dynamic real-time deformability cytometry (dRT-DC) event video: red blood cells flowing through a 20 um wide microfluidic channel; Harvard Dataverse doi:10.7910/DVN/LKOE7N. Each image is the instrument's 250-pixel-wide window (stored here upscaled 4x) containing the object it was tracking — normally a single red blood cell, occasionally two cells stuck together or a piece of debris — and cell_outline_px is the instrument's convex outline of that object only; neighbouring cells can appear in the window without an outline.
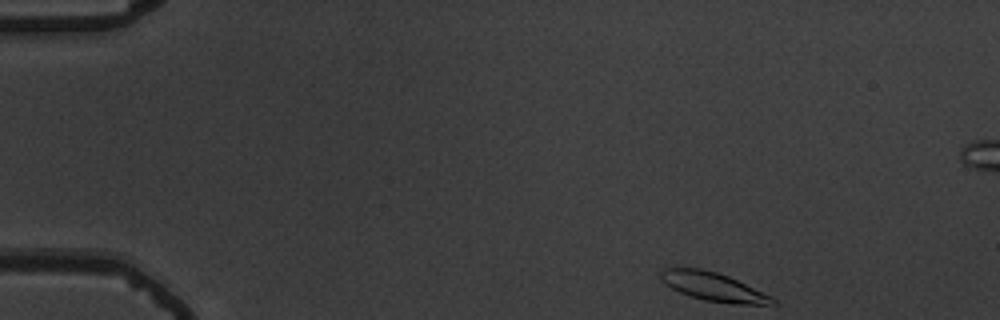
{"species": "common noctule bat (a hibernating species)", "species_latin": "Nyctalus noctula", "temperature_condition": "warm", "stored_images_in_passage": 51, "camera_frame_rate_fps": 3000, "um_per_image_px": 0.085, "animal": {"sex": "male", "body_mass_g": 19.5, "forearm_length_mm": 54.6}, "frame": {"image": 1, "passage_image": 1, "time_ms": 0.0, "image_size_px": [1000, 320], "cell_outline_px": [[780, 304], [728, 304], [704, 300], [688, 296], [664, 284], [660, 280], [660, 272], [664, 268], [700, 268], [716, 272], [728, 276], [772, 296]], "centroid_in_image_um": [60.62, 24.38], "position_along_channel_um": 24.4, "area_um2": 18.73}}
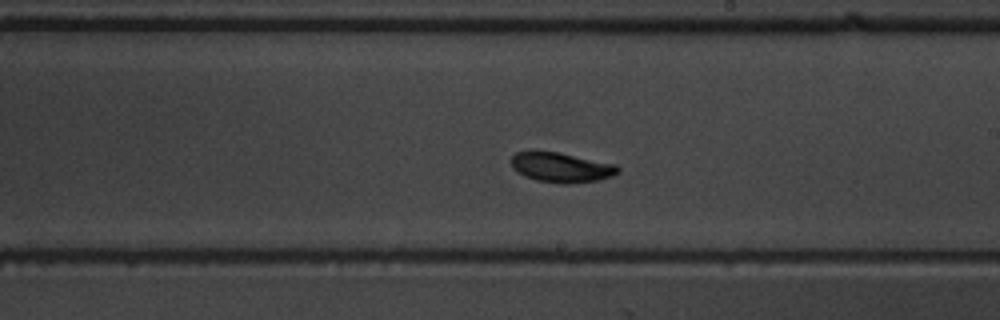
{"frame": {"image": 2, "passage_image": 27, "time_ms": 8.667, "image_size_px": [1000, 320], "cell_outline_px": [[620, 172], [612, 176], [600, 180], [568, 184], [560, 184], [536, 180], [524, 176], [516, 172], [512, 168], [512, 156], [516, 152], [532, 148], [536, 148], [560, 152], [616, 164], [620, 168]], "centroid_in_image_um": [47.67, 14.19], "position_along_channel_um": 241.3, "area_um2": 19.36}}
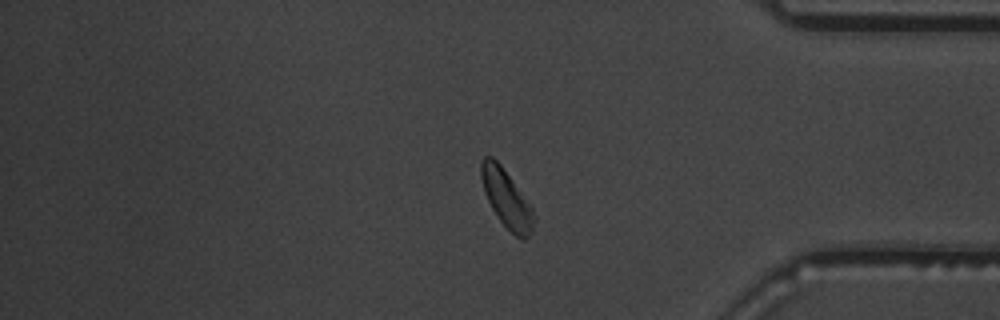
{"frame": {"image": 3, "passage_image": 41, "time_ms": 13.333, "image_size_px": [1000, 320], "cell_outline_px": [[536, 220], [532, 232], [524, 240], [516, 236], [500, 220], [492, 208], [484, 192], [480, 176], [480, 160], [484, 156], [492, 156], [500, 164], [532, 208], [536, 216]], "centroid_in_image_um": [43.05, 16.88], "position_along_channel_um": 392.2, "area_um2": 17.57}, "authors_computed_cell_mechanics": {"area_um2": 18.207, "velocity_mm_per_s": 3.6026, "shape_relaxation_time_tau1_ms": 5.5987, "shape_relaxation_time_tau2_ms": 1.9743, "deformation_change_tau1": 0.2195, "deformation_change_tau2": 0.0515}}